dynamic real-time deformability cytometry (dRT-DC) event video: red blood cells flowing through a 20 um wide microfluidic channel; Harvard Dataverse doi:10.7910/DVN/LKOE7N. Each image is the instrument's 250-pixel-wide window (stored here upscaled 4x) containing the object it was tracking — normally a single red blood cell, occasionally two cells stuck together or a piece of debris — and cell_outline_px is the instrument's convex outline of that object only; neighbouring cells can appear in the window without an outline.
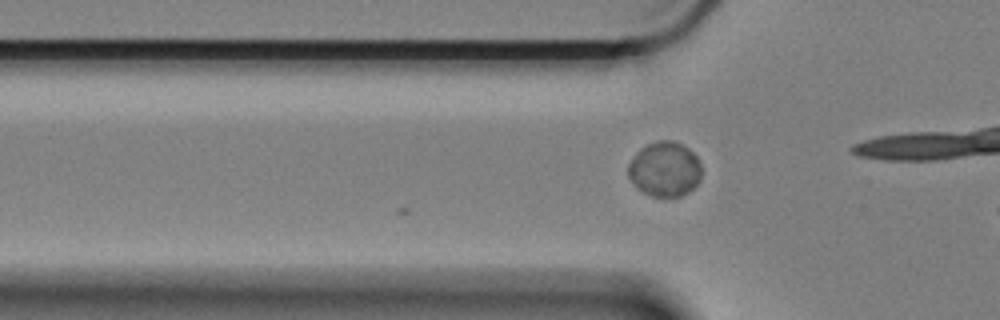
{"species": "Egyptian fruit bat (a non-hibernating species)", "species_latin": "Rousettus aegyptiacus", "temperature_condition": "cold", "stored_images_in_passage": 3, "camera_frame_rate_fps": 3000, "um_per_image_px": 0.085, "animal": {"sex": "female"}, "frame": {"image": 1, "passage_image": 3, "time_ms": 0.667, "image_size_px": [1000, 320], "cell_outline_px": [[700, 180], [688, 192], [680, 196], [664, 200], [652, 196], [636, 188], [628, 176], [628, 164], [636, 152], [640, 148], [656, 140], [672, 140], [688, 148], [696, 156], [700, 164]], "centroid_in_image_um": [56.47, 14.41], "position_along_channel_um": 69.3, "area_um2": 23.76}}